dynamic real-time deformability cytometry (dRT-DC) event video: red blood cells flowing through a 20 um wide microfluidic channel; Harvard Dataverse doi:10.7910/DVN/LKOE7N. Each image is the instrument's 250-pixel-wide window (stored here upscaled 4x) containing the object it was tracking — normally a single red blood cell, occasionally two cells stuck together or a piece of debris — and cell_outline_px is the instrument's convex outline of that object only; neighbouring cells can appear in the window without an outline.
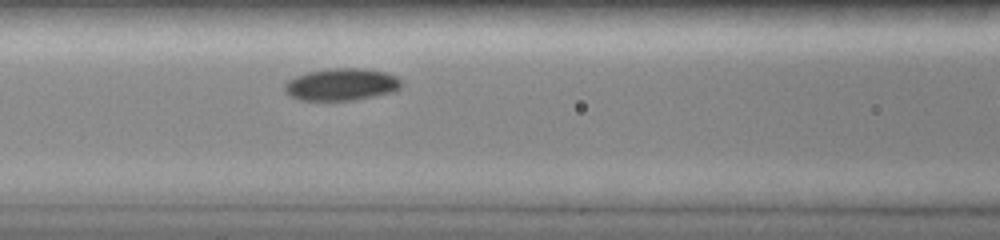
{"species": "common noctule bat (a hibernating species)", "species_latin": "Nyctalus noctula", "temperature_condition": "room temperature", "stored_images_in_passage": 10, "segment_of_instrument_passage": [1, 2], "camera_frame_rate_fps": 3000, "um_per_image_px": 0.085, "animal": {"sex": "female", "body_mass_g": 19.0, "forearm_length_mm": 51.5}, "frame": {"image": 1, "passage_image": 9, "time_ms": 3.333, "image_size_px": [1000, 240], "cell_outline_px": [[404, 84], [400, 88], [392, 92], [376, 96], [356, 100], [300, 100], [288, 96], [284, 92], [284, 84], [288, 80], [296, 76], [308, 72], [328, 68], [364, 68], [384, 72], [396, 76]], "centroid_in_image_um": [29.01, 7.18], "position_along_channel_um": 137.6, "area_um2": 22.14}}